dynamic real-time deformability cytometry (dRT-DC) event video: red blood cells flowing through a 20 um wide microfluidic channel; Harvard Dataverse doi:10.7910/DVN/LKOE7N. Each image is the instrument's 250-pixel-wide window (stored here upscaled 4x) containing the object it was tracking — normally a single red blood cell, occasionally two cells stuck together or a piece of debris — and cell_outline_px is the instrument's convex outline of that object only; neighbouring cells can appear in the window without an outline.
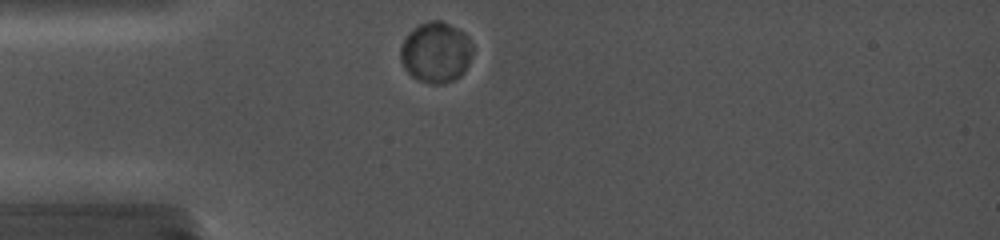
{"species": "common noctule bat (a hibernating species)", "species_latin": "Nyctalus noctula", "temperature_condition": "cold", "stored_images_in_passage": 25, "camera_frame_rate_fps": 5000, "um_per_image_px": 0.085, "animal": {"sex": "female", "body_mass_g": 19.0, "forearm_length_mm": 56.7}, "frame": {"image": 1, "passage_image": 1, "time_ms": 0.0, "image_size_px": [1000, 240], "cell_outline_px": [[472, 52], [468, 64], [464, 72], [460, 76], [444, 84], [432, 84], [416, 80], [404, 68], [400, 60], [400, 48], [408, 32], [412, 28], [428, 20], [440, 20], [464, 32], [472, 44]], "centroid_in_image_um": [37.03, 4.45], "position_along_channel_um": 48.0, "area_um2": 25.66}}
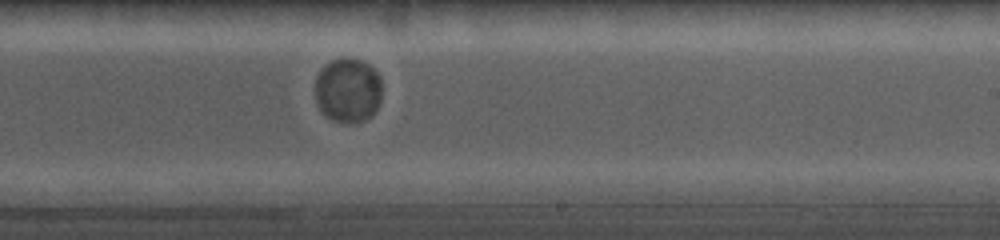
{"frame": {"image": 2, "passage_image": 14, "time_ms": 6.2, "image_size_px": [1000, 240], "cell_outline_px": [[380, 100], [376, 108], [364, 120], [336, 120], [328, 116], [316, 104], [316, 76], [324, 64], [332, 60], [348, 56], [360, 60], [368, 64], [380, 76]], "centroid_in_image_um": [29.55, 7.58], "position_along_channel_um": 259.4, "area_um2": 24.51}}
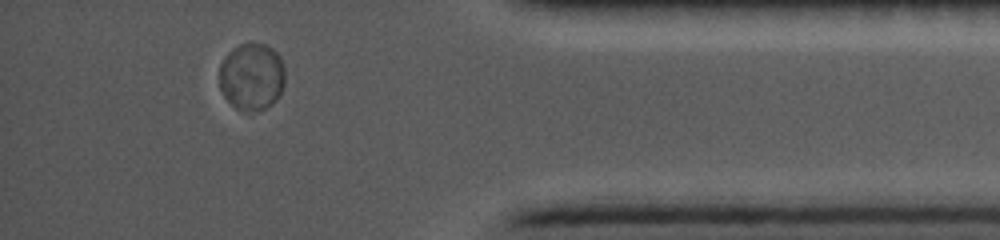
{"frame": {"image": 3, "passage_image": 23, "time_ms": 10.8, "image_size_px": [1000, 240], "cell_outline_px": [[284, 84], [276, 100], [272, 104], [252, 116], [236, 108], [224, 96], [220, 88], [220, 64], [224, 56], [228, 52], [240, 44], [252, 40], [268, 44], [280, 56], [284, 68]], "centroid_in_image_um": [21.4, 6.51], "position_along_channel_um": 413.8, "area_um2": 26.53}, "authors_computed_cell_mechanics": {"area_um2": 25.6632, "velocity_mm_per_s": 3.6428, "shape_relaxation_time_tau1_ms": null, "shape_relaxation_time_tau2_ms": 0.0649, "deformation_change_tau1": null, "deformation_change_tau2": null}}